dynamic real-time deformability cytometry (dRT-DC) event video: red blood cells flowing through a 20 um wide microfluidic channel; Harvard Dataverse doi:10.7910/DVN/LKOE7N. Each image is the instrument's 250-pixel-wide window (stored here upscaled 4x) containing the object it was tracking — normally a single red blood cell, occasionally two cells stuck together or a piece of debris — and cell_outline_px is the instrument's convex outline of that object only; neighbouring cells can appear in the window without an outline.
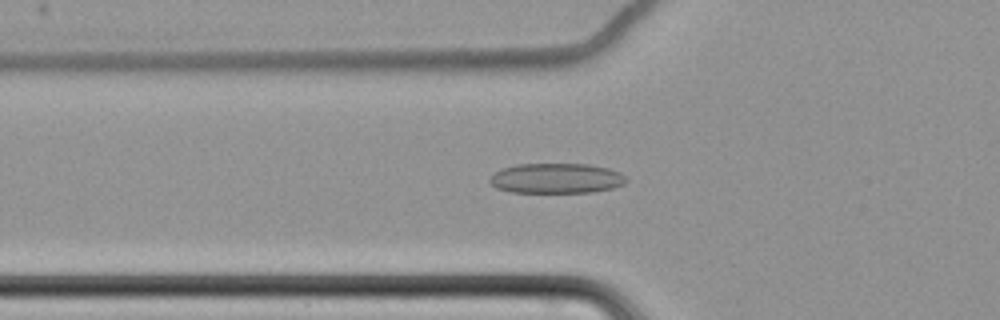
{"species": "common noctule bat (a hibernating species)", "species_latin": "Nyctalus noctula", "temperature_condition": "cold", "stored_images_in_passage": 63, "camera_frame_rate_fps": 3000, "um_per_image_px": 0.085, "animal": {"sex": "female", "body_mass_g": 22.7, "forearm_length_mm": 54.2}, "frame": {"image": 1, "passage_image": 25, "time_ms": 8.0, "image_size_px": [1000, 320], "cell_outline_px": [[628, 180], [624, 184], [612, 188], [592, 192], [508, 192], [496, 188], [488, 180], [488, 176], [500, 168], [516, 164], [588, 164], [608, 168], [620, 172]], "centroid_in_image_um": [47.24, 15.15], "position_along_channel_um": 78.6, "area_um2": 24.16}}
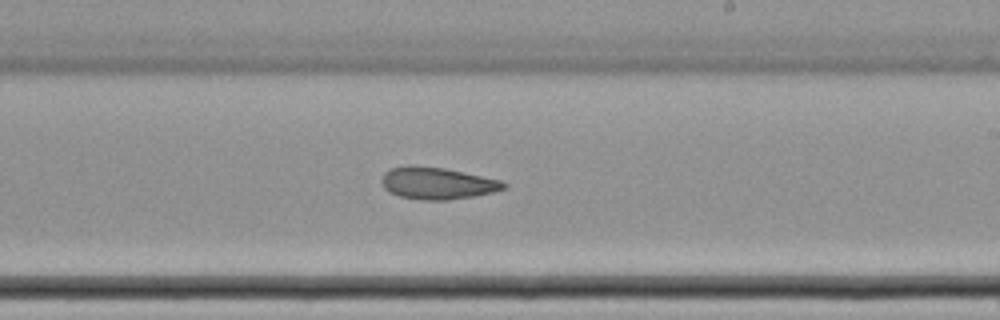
{"frame": {"image": 2, "passage_image": 40, "time_ms": 13.0, "image_size_px": [1000, 320], "cell_outline_px": [[508, 188], [496, 192], [476, 196], [448, 200], [420, 200], [400, 196], [388, 192], [384, 188], [380, 180], [384, 172], [388, 168], [408, 164], [412, 164], [444, 168], [500, 180], [508, 184]], "centroid_in_image_um": [37.15, 15.57], "position_along_channel_um": 251.9, "area_um2": 23.24}}
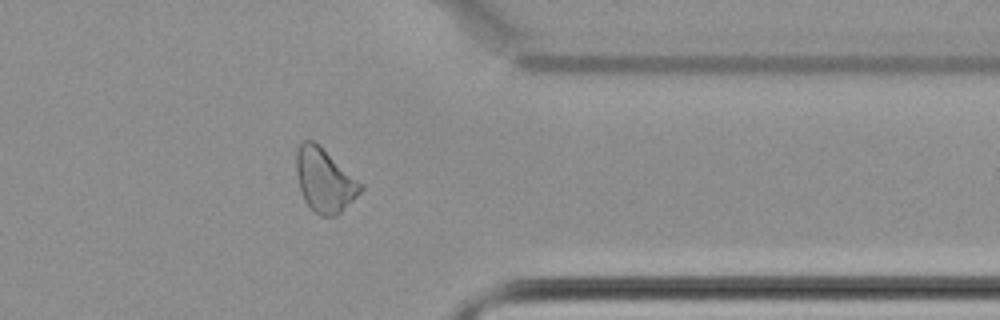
{"frame": {"image": 3, "passage_image": 52, "time_ms": 17.0, "image_size_px": [1000, 320], "cell_outline_px": [[364, 188], [336, 216], [320, 216], [304, 200], [300, 192], [296, 172], [296, 148], [300, 140], [312, 140], [364, 184]], "centroid_in_image_um": [27.56, 15.31], "position_along_channel_um": 383.8, "area_um2": 23.64}}